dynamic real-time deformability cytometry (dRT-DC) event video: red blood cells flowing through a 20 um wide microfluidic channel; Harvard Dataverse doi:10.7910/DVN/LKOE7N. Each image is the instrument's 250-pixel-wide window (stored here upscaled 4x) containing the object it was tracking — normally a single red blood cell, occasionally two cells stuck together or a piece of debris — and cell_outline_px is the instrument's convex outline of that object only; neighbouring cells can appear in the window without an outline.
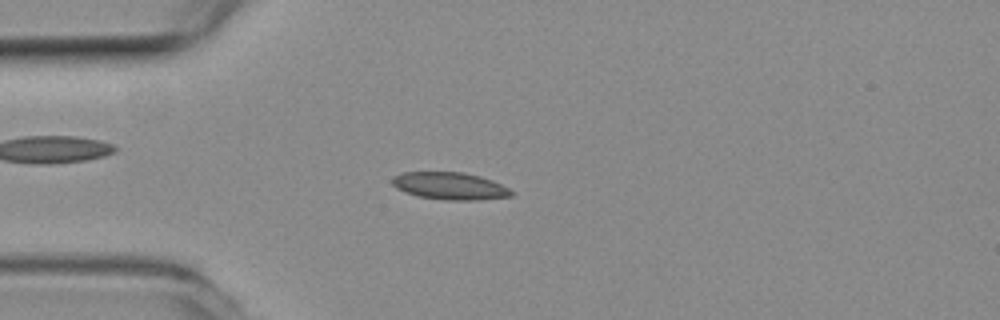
{"species": "common noctule bat (a hibernating species)", "species_latin": "Nyctalus noctula", "temperature_condition": "room temperature", "stored_images_in_passage": 49, "camera_frame_rate_fps": 3000, "um_per_image_px": 0.085, "animal": {"sex": "female", "body_mass_g": 19.3, "forearm_length_mm": 54.1}, "frame": {"image": 1, "passage_image": 9, "time_ms": 2.667, "image_size_px": [1000, 320], "cell_outline_px": [[512, 196], [480, 200], [444, 200], [416, 196], [404, 192], [396, 188], [392, 184], [392, 176], [404, 172], [464, 172], [480, 176], [492, 180], [508, 188], [512, 192]], "centroid_in_image_um": [38.21, 15.81], "position_along_channel_um": 46.8, "area_um2": 19.07}}
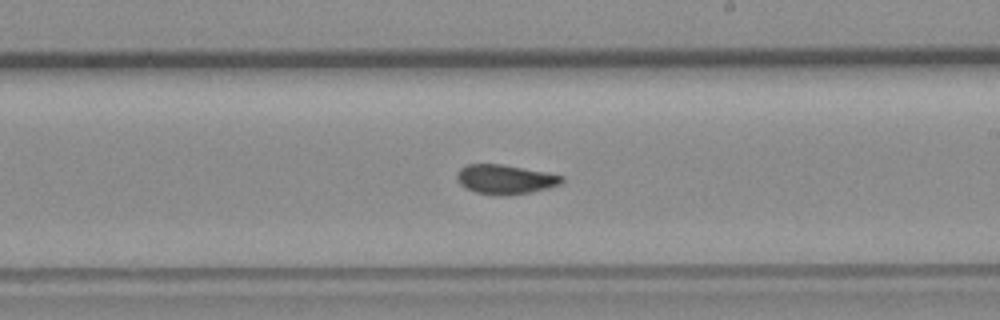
{"frame": {"image": 2, "passage_image": 26, "time_ms": 8.333, "image_size_px": [1000, 320], "cell_outline_px": [[564, 180], [560, 184], [548, 188], [528, 192], [504, 196], [476, 192], [460, 184], [456, 180], [456, 172], [460, 168], [468, 164], [500, 164], [548, 172], [564, 176]], "centroid_in_image_um": [42.94, 15.23], "position_along_channel_um": 246.1, "area_um2": 17.92}}
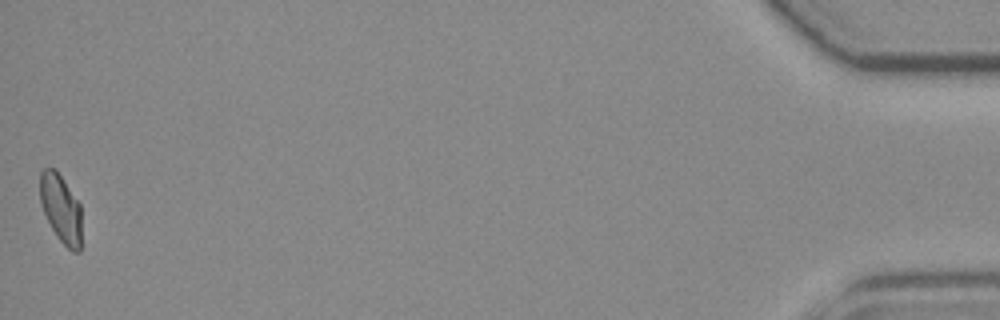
{"frame": {"image": 3, "passage_image": 49, "time_ms": 16.0, "image_size_px": [1000, 320], "cell_outline_px": [[80, 252], [72, 252], [56, 236], [40, 204], [40, 172], [44, 168], [56, 168], [80, 204]], "centroid_in_image_um": [5.16, 17.7], "position_along_channel_um": 430.0, "area_um2": 16.47}, "authors_computed_cell_mechanics": {"area_um2": 17.9758, "velocity_mm_per_s": 3.7637, "shape_relaxation_time_tau1_ms": null, "shape_relaxation_time_tau2_ms": 1.1391, "deformation_change_tau1": null, "deformation_change_tau2": 0.0391}}